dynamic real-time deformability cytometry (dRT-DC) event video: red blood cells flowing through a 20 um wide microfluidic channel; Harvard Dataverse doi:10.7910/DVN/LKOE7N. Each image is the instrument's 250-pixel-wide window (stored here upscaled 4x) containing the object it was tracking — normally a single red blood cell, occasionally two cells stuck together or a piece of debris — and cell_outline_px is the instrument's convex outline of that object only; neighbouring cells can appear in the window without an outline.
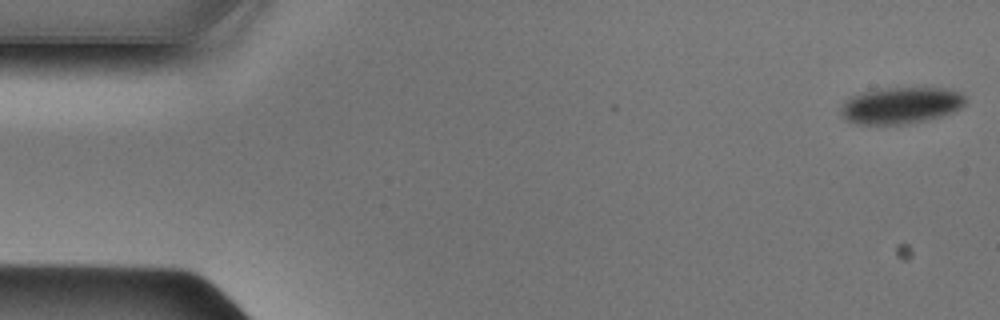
{"species": "Egyptian fruit bat (a non-hibernating species)", "species_latin": "Rousettus aegyptiacus", "temperature_condition": "cold", "stored_images_in_passage": 43, "camera_frame_rate_fps": 3000, "um_per_image_px": 0.085, "animal": {"sex": "male"}, "frame": {"image": 1, "passage_image": 1, "time_ms": 0.0, "image_size_px": [1000, 320], "cell_outline_px": [[968, 100], [960, 108], [952, 112], [940, 116], [924, 120], [904, 124], [860, 124], [848, 120], [840, 112], [840, 108], [848, 96], [860, 92], [884, 88], [944, 88], [960, 92]], "centroid_in_image_um": [76.56, 8.94], "position_along_channel_um": 8.4, "area_um2": 26.47}}
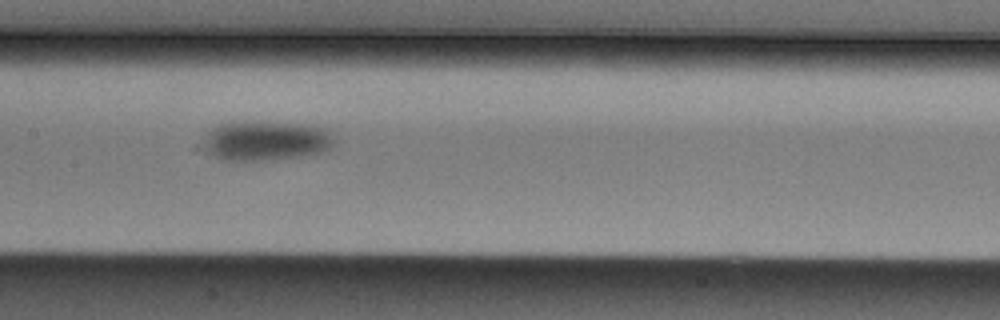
{"frame": {"image": 2, "passage_image": 23, "time_ms": 7.333, "image_size_px": [1000, 320], "cell_outline_px": [[332, 144], [328, 148], [320, 152], [300, 156], [264, 160], [224, 160], [204, 152], [204, 144], [208, 132], [212, 128], [220, 124], [296, 124], [324, 128], [328, 132], [332, 140]], "centroid_in_image_um": [22.54, 12.01], "position_along_channel_um": 184.9, "area_um2": 28.73}}
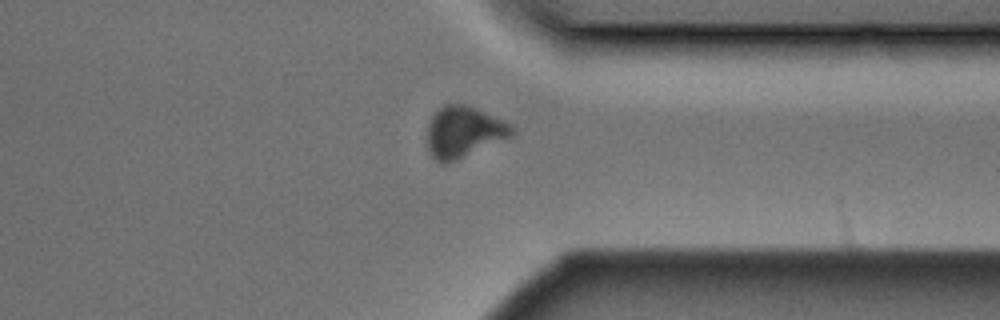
{"frame": {"image": 3, "passage_image": 37, "time_ms": 12.0, "image_size_px": [1000, 320], "cell_outline_px": [[512, 136], [448, 164], [440, 164], [432, 156], [428, 148], [428, 124], [432, 116], [444, 104], [464, 104], [476, 108], [504, 120], [512, 124]], "centroid_in_image_um": [39.4, 11.23], "position_along_channel_um": 372.0, "area_um2": 25.14}}